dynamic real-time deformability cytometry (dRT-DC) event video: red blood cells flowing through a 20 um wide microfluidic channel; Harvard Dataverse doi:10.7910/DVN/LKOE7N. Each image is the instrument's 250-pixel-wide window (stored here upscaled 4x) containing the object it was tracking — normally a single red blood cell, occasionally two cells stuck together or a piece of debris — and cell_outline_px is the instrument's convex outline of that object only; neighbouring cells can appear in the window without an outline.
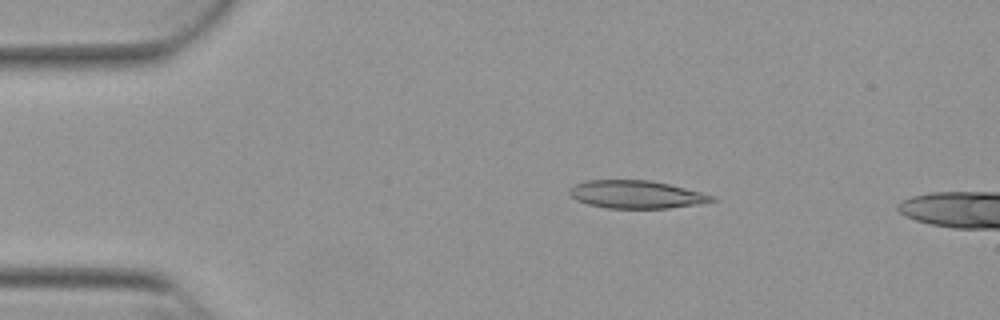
{"species": "Egyptian fruit bat (a non-hibernating species)", "species_latin": "Rousettus aegyptiacus", "temperature_condition": "warm", "stored_images_in_passage": 10, "camera_frame_rate_fps": 3000, "um_per_image_px": 0.085, "animal": {"sex": "female"}, "frame": {"image": 1, "passage_image": 4, "time_ms": 1.0, "image_size_px": [1000, 320], "cell_outline_px": [[720, 200], [696, 204], [668, 208], [608, 208], [588, 204], [576, 200], [568, 192], [568, 188], [584, 180], [652, 180], [716, 196]], "centroid_in_image_um": [54.07, 16.52], "position_along_channel_um": 30.9, "area_um2": 23.12}}